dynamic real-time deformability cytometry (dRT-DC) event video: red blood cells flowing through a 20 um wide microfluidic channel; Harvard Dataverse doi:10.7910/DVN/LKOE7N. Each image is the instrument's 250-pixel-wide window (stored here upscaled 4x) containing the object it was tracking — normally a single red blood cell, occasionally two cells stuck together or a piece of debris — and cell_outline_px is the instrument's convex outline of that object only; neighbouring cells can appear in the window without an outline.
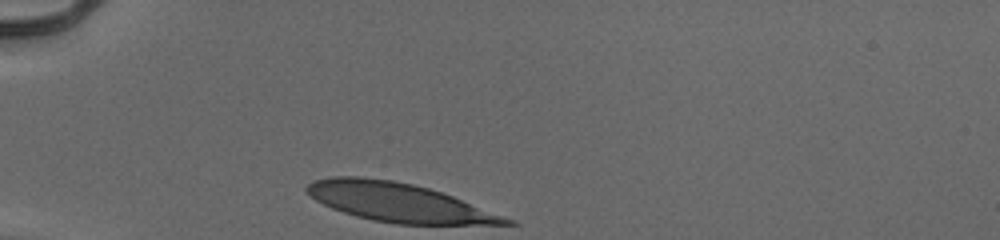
{"species": "human", "species_latin": "Homo sapiens", "temperature_condition": "cold", "stored_images_in_passage": 29, "camera_frame_rate_fps": 3000, "um_per_image_px": 0.085, "donor": {"sex": "male"}, "frame": {"image": 1, "passage_image": 1, "time_ms": 0.0, "image_size_px": [1000, 240], "cell_outline_px": [[520, 224], [396, 224], [372, 220], [356, 216], [332, 208], [316, 200], [304, 188], [312, 180], [332, 176], [356, 176], [392, 180], [412, 184], [428, 188], [452, 196], [516, 220]], "centroid_in_image_um": [33.89, 17.2], "position_along_channel_um": 51.1, "area_um2": 44.68}}
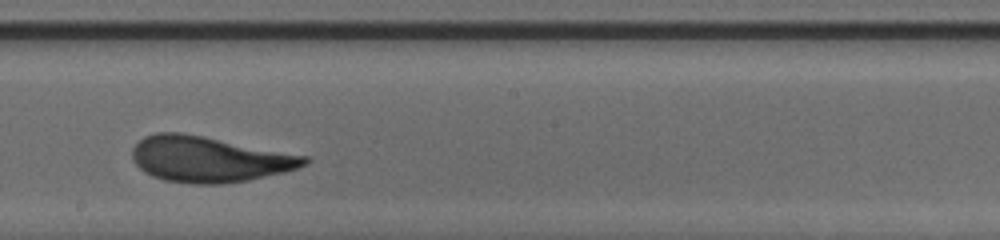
{"frame": {"image": 2, "passage_image": 17, "time_ms": 5.333, "image_size_px": [1000, 240], "cell_outline_px": [[312, 160], [308, 164], [284, 172], [248, 180], [224, 184], [192, 184], [164, 180], [152, 176], [144, 172], [136, 164], [132, 156], [132, 148], [144, 136], [156, 132], [180, 132], [204, 136], [308, 156]], "centroid_in_image_um": [17.77, 13.53], "position_along_channel_um": 230.4, "area_um2": 46.01}}
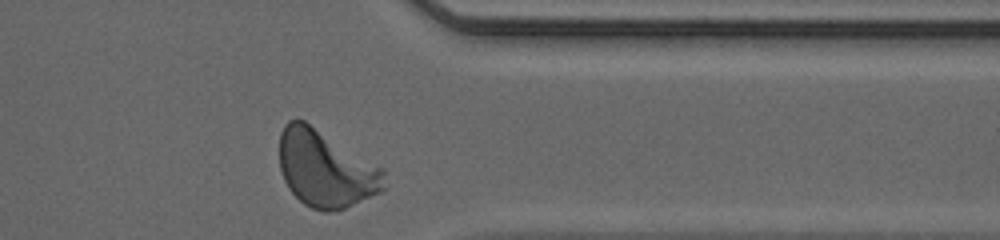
{"frame": {"image": 3, "passage_image": 29, "time_ms": 9.333, "image_size_px": [1000, 240], "cell_outline_px": [[384, 188], [380, 192], [344, 208], [328, 212], [324, 212], [312, 208], [304, 204], [288, 188], [284, 180], [280, 168], [280, 132], [284, 124], [288, 120], [304, 120], [384, 168]], "centroid_in_image_um": [27.67, 14.34], "position_along_channel_um": 383.7, "area_um2": 46.7}, "authors_computed_cell_mechanics": {"area_um2": 45.2574, "velocity_mm_per_s": 3.914, "shape_relaxation_time_tau1_ms": 2.7987, "shape_relaxation_time_tau2_ms": null, "deformation_change_tau1": 0.1705, "deformation_change_tau2": null}}